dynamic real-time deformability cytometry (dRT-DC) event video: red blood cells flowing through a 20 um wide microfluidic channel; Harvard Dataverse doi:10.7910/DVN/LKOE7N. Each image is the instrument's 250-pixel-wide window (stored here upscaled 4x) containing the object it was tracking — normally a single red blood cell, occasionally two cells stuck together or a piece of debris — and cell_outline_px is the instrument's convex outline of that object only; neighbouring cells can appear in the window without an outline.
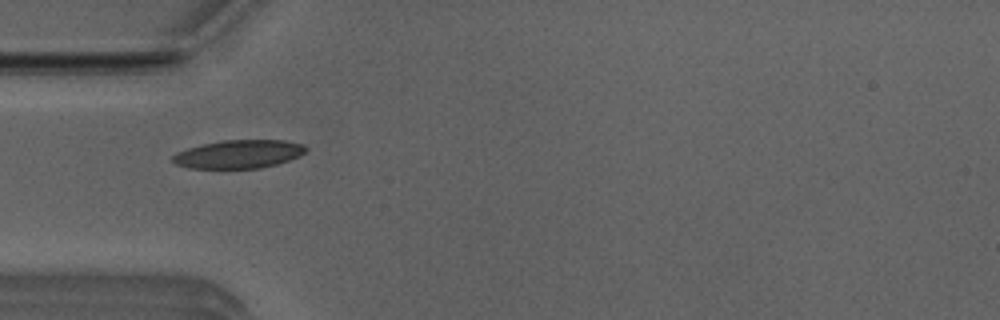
{"species": "Egyptian fruit bat (a non-hibernating species)", "species_latin": "Rousettus aegyptiacus", "temperature_condition": "room temperature", "stored_images_in_passage": 39, "camera_frame_rate_fps": 3000, "um_per_image_px": 0.085, "animal": {"sex": "male"}, "frame": {"image": 1, "passage_image": 3, "time_ms": 0.667, "image_size_px": [1000, 320], "cell_outline_px": [[308, 148], [300, 156], [276, 164], [260, 168], [188, 168], [176, 164], [168, 160], [176, 152], [188, 148], [204, 144], [224, 140], [284, 140], [304, 144]], "centroid_in_image_um": [20.27, 13.1], "position_along_channel_um": 64.7, "area_um2": 22.02}}
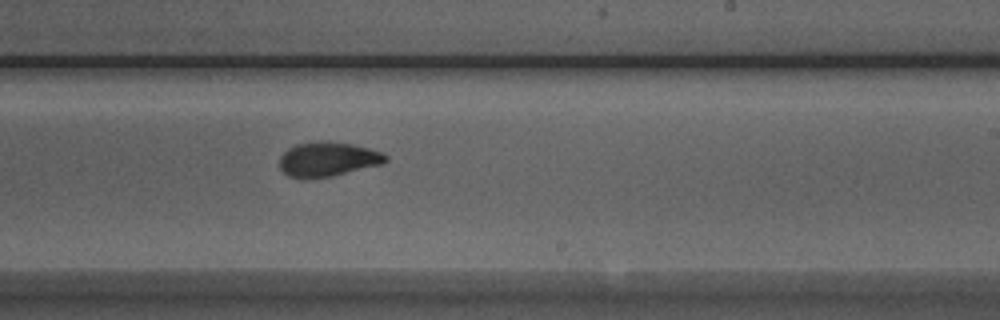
{"frame": {"image": 2, "passage_image": 18, "time_ms": 5.667, "image_size_px": [1000, 320], "cell_outline_px": [[388, 160], [380, 164], [332, 176], [300, 180], [288, 176], [280, 168], [280, 156], [288, 148], [296, 144], [316, 140], [328, 140], [352, 144], [384, 152], [388, 156]], "centroid_in_image_um": [27.83, 13.53], "position_along_channel_um": 261.2, "area_um2": 21.68}}
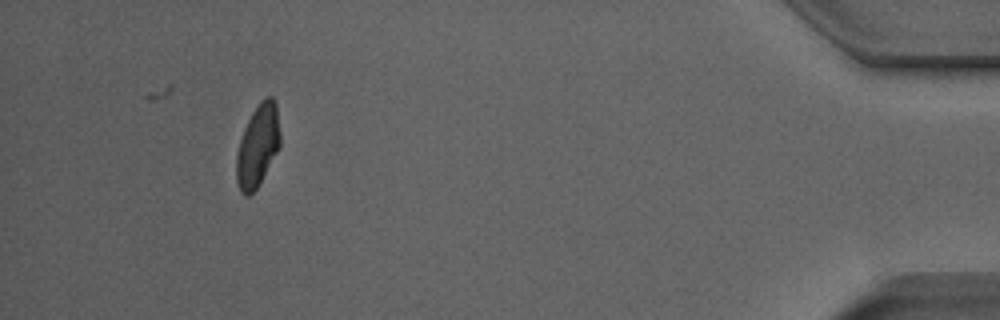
{"frame": {"image": 3, "passage_image": 35, "time_ms": 11.333, "image_size_px": [1000, 320], "cell_outline_px": [[280, 148], [256, 188], [248, 196], [244, 196], [240, 192], [236, 180], [236, 156], [240, 140], [244, 128], [252, 112], [260, 100], [264, 96], [272, 96], [276, 104], [280, 132]], "centroid_in_image_um": [21.91, 12.37], "position_along_channel_um": 413.3, "area_um2": 20.98}, "authors_computed_cell_mechanics": {"area_um2": 21.386, "velocity_mm_per_s": 3.9289, "shape_relaxation_time_tau1_ms": 3.2831, "shape_relaxation_time_tau2_ms": 0.8806, "deformation_change_tau1": 0.1449, "deformation_change_tau2": 0.0472}}